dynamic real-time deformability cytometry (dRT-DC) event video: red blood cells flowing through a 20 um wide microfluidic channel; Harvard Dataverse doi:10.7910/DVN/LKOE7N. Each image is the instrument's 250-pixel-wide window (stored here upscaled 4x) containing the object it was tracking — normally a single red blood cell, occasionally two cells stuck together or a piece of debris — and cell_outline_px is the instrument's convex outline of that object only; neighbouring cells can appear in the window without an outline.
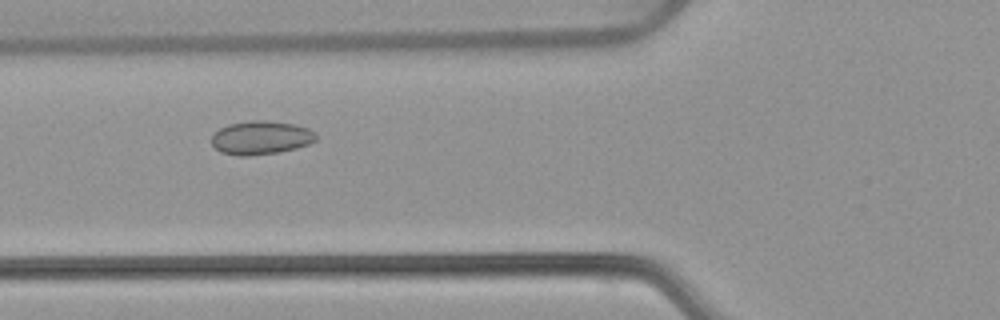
{"species": "common noctule bat (a hibernating species)", "species_latin": "Nyctalus noctula", "temperature_condition": "warm", "stored_images_in_passage": 42, "camera_frame_rate_fps": 3000, "um_per_image_px": 0.085, "animal": {"sex": "female", "body_mass_g": 22.7, "forearm_length_mm": 54.2}, "frame": {"image": 1, "passage_image": 9, "time_ms": 2.667, "image_size_px": [1000, 320], "cell_outline_px": [[316, 140], [308, 144], [296, 148], [280, 152], [248, 156], [240, 156], [220, 152], [212, 144], [212, 136], [220, 128], [228, 124], [252, 120], [264, 120], [292, 124], [308, 128], [316, 132]], "centroid_in_image_um": [22.18, 11.71], "position_along_channel_um": 103.6, "area_um2": 20.4}}
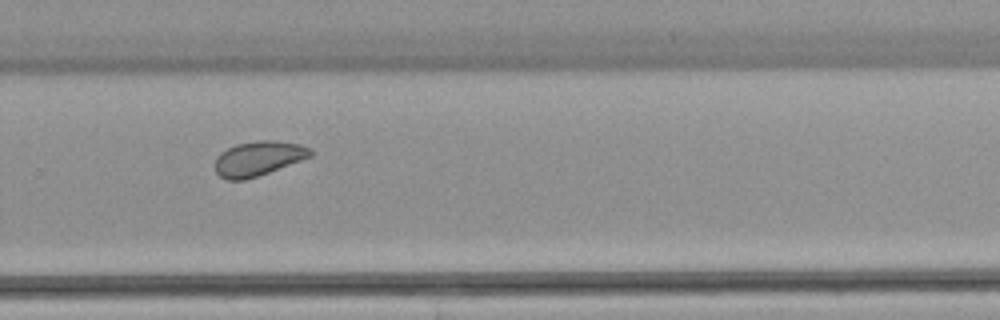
{"frame": {"image": 2, "passage_image": 25, "time_ms": 8.0, "image_size_px": [1000, 320], "cell_outline_px": [[312, 156], [268, 172], [244, 180], [228, 180], [220, 176], [216, 172], [216, 156], [220, 152], [236, 144], [260, 140], [272, 140], [300, 144], [308, 148], [312, 152]], "centroid_in_image_um": [21.93, 13.46], "position_along_channel_um": 307.9, "area_um2": 18.96}}
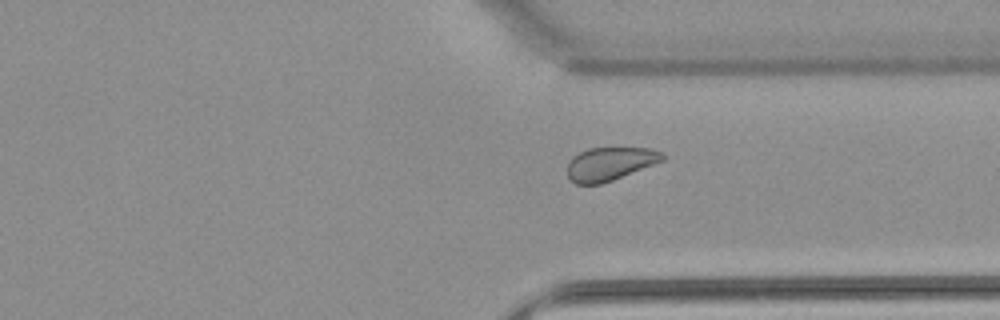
{"frame": {"image": 3, "passage_image": 29, "time_ms": 9.333, "image_size_px": [1000, 320], "cell_outline_px": [[664, 160], [612, 180], [600, 184], [576, 184], [568, 176], [568, 160], [572, 156], [588, 148], [652, 148], [664, 152]], "centroid_in_image_um": [51.84, 13.91], "position_along_channel_um": 359.6, "area_um2": 18.38}, "authors_computed_cell_mechanics": {"area_um2": 19.7098, "velocity_mm_per_s": 3.8437, "shape_relaxation_time_tau1_ms": null, "shape_relaxation_time_tau2_ms": 2.421, "deformation_change_tau1": null, "deformation_change_tau2": 0.0603}}